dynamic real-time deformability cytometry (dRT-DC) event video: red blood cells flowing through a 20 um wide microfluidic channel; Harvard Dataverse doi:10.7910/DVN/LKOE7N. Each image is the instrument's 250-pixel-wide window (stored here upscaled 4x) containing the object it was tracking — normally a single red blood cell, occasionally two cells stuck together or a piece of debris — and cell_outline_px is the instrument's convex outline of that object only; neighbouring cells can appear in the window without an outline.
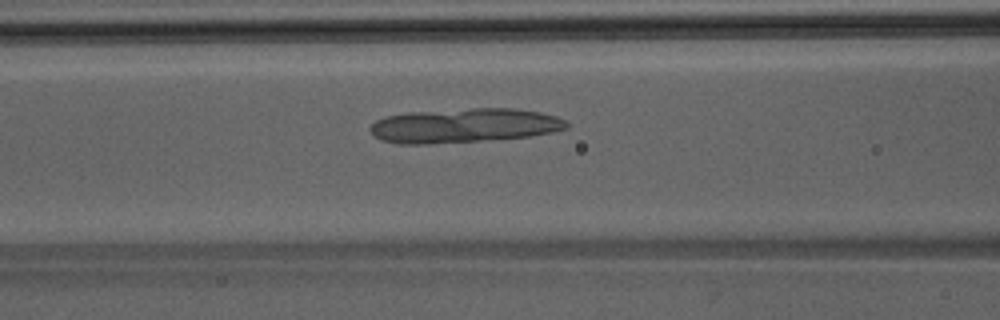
{"species": "Egyptian fruit bat (a non-hibernating species)", "species_latin": "Rousettus aegyptiacus", "temperature_condition": "room temperature", "stored_images_in_passage": 34, "camera_frame_rate_fps": 3000, "um_per_image_px": 0.085, "animal": {"sex": "male"}, "frame": {"image": 1, "passage_image": 6, "time_ms": 1.667, "image_size_px": [1000, 320], "cell_outline_px": [[568, 124], [564, 128], [552, 132], [528, 136], [480, 140], [428, 144], [400, 144], [380, 140], [368, 128], [376, 120], [384, 116], [412, 112], [472, 108], [516, 108], [540, 112], [556, 116], [568, 120]], "centroid_in_image_um": [39.43, 10.66], "position_along_channel_um": 127.2, "area_um2": 39.07}}
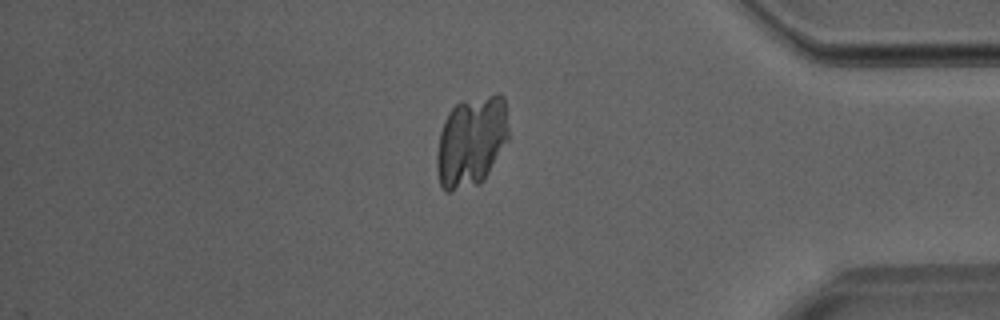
{"frame": {"image": 2, "passage_image": 27, "time_ms": 8.667, "image_size_px": [1000, 320], "cell_outline_px": [[508, 140], [484, 180], [480, 184], [448, 192], [444, 192], [440, 188], [436, 168], [436, 152], [440, 132], [444, 120], [448, 112], [460, 100], [496, 92], [500, 92], [504, 96], [508, 128]], "centroid_in_image_um": [40.05, 12.0], "position_along_channel_um": 395.2, "area_um2": 38.78}}
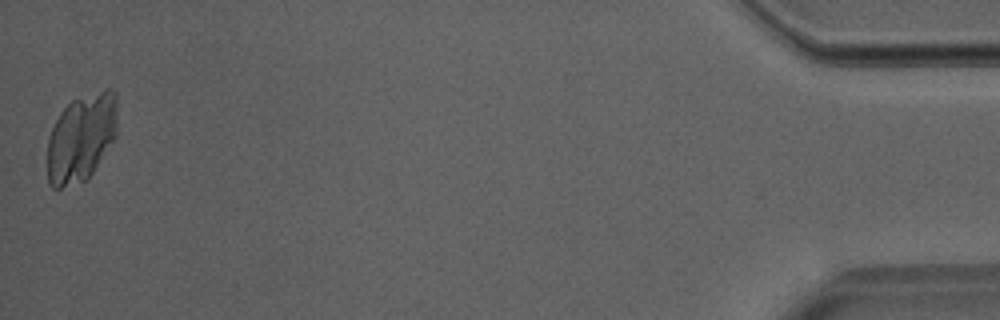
{"frame": {"image": 3, "passage_image": 34, "time_ms": 11.0, "image_size_px": [1000, 320], "cell_outline_px": [[116, 136], [88, 180], [60, 188], [52, 188], [48, 184], [48, 136], [60, 112], [72, 100], [104, 88], [112, 88], [116, 92]], "centroid_in_image_um": [6.91, 11.71], "position_along_channel_um": 428.3, "area_um2": 36.07}}